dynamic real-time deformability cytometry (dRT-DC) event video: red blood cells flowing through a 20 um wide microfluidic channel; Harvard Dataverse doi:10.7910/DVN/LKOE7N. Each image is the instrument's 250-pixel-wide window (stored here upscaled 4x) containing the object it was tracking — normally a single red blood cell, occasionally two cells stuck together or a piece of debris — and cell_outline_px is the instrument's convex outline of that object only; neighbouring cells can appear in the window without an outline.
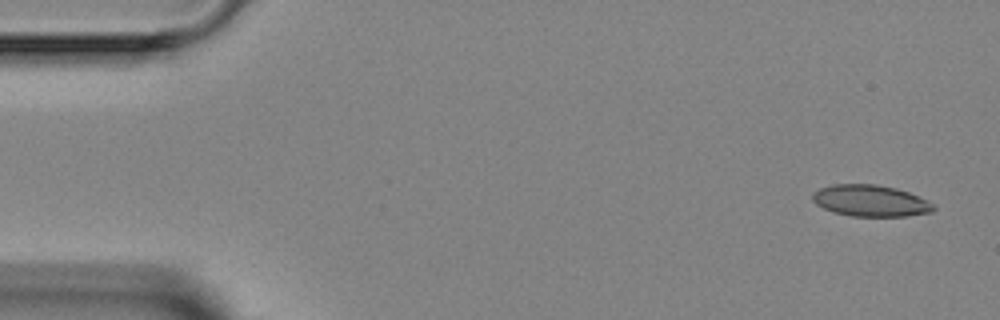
{"species": "Egyptian fruit bat (a non-hibernating species)", "species_latin": "Rousettus aegyptiacus", "temperature_condition": "room temperature", "stored_images_in_passage": 4, "camera_frame_rate_fps": 3000, "um_per_image_px": 0.085, "animal": {"sex": "female"}, "frame": {"image": 1, "passage_image": 1, "time_ms": 0.0, "image_size_px": [1000, 320], "cell_outline_px": [[936, 208], [932, 212], [908, 216], [852, 216], [832, 212], [816, 204], [812, 200], [812, 192], [820, 188], [832, 184], [876, 184], [896, 188], [908, 192], [932, 204]], "centroid_in_image_um": [73.94, 17.06], "position_along_channel_um": 11.1, "area_um2": 22.14}}
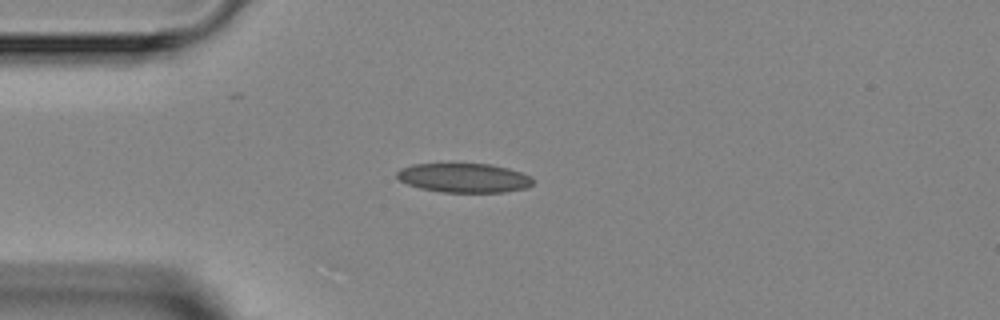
{"frame": {"image": 2, "passage_image": 4, "time_ms": 3.333, "image_size_px": [1000, 320], "cell_outline_px": [[532, 184], [524, 188], [504, 192], [440, 192], [420, 188], [408, 184], [400, 180], [396, 176], [396, 172], [400, 168], [412, 164], [492, 164], [508, 168], [532, 176]], "centroid_in_image_um": [39.42, 15.11], "position_along_channel_um": 45.6, "area_um2": 23.12}}